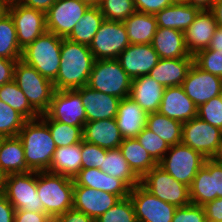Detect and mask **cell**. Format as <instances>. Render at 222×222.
Listing matches in <instances>:
<instances>
[{
	"label": "cell",
	"instance_id": "cell-1",
	"mask_svg": "<svg viewBox=\"0 0 222 222\" xmlns=\"http://www.w3.org/2000/svg\"><path fill=\"white\" fill-rule=\"evenodd\" d=\"M94 61L89 46L63 38L59 72L53 81L55 90H76L86 86Z\"/></svg>",
	"mask_w": 222,
	"mask_h": 222
},
{
	"label": "cell",
	"instance_id": "cell-2",
	"mask_svg": "<svg viewBox=\"0 0 222 222\" xmlns=\"http://www.w3.org/2000/svg\"><path fill=\"white\" fill-rule=\"evenodd\" d=\"M27 168L30 171H47L56 150L47 124L40 118L26 120L19 131Z\"/></svg>",
	"mask_w": 222,
	"mask_h": 222
},
{
	"label": "cell",
	"instance_id": "cell-3",
	"mask_svg": "<svg viewBox=\"0 0 222 222\" xmlns=\"http://www.w3.org/2000/svg\"><path fill=\"white\" fill-rule=\"evenodd\" d=\"M37 194L44 212L54 220L73 208L74 180L47 171L37 172Z\"/></svg>",
	"mask_w": 222,
	"mask_h": 222
},
{
	"label": "cell",
	"instance_id": "cell-4",
	"mask_svg": "<svg viewBox=\"0 0 222 222\" xmlns=\"http://www.w3.org/2000/svg\"><path fill=\"white\" fill-rule=\"evenodd\" d=\"M62 39L46 31L23 49L21 60L53 82L59 72Z\"/></svg>",
	"mask_w": 222,
	"mask_h": 222
},
{
	"label": "cell",
	"instance_id": "cell-5",
	"mask_svg": "<svg viewBox=\"0 0 222 222\" xmlns=\"http://www.w3.org/2000/svg\"><path fill=\"white\" fill-rule=\"evenodd\" d=\"M132 78L123 70L118 59L95 60L86 86L113 95L119 99L128 97Z\"/></svg>",
	"mask_w": 222,
	"mask_h": 222
},
{
	"label": "cell",
	"instance_id": "cell-6",
	"mask_svg": "<svg viewBox=\"0 0 222 222\" xmlns=\"http://www.w3.org/2000/svg\"><path fill=\"white\" fill-rule=\"evenodd\" d=\"M13 80L40 115L48 110L55 91L52 81L21 59L15 64Z\"/></svg>",
	"mask_w": 222,
	"mask_h": 222
},
{
	"label": "cell",
	"instance_id": "cell-7",
	"mask_svg": "<svg viewBox=\"0 0 222 222\" xmlns=\"http://www.w3.org/2000/svg\"><path fill=\"white\" fill-rule=\"evenodd\" d=\"M205 160L200 152L180 143L170 146L158 165L175 180L190 187Z\"/></svg>",
	"mask_w": 222,
	"mask_h": 222
},
{
	"label": "cell",
	"instance_id": "cell-8",
	"mask_svg": "<svg viewBox=\"0 0 222 222\" xmlns=\"http://www.w3.org/2000/svg\"><path fill=\"white\" fill-rule=\"evenodd\" d=\"M140 184L157 198L176 207L191 204L189 187L175 180L159 165L147 172Z\"/></svg>",
	"mask_w": 222,
	"mask_h": 222
},
{
	"label": "cell",
	"instance_id": "cell-9",
	"mask_svg": "<svg viewBox=\"0 0 222 222\" xmlns=\"http://www.w3.org/2000/svg\"><path fill=\"white\" fill-rule=\"evenodd\" d=\"M4 195L15 210L44 212L37 194V172L12 173L6 177Z\"/></svg>",
	"mask_w": 222,
	"mask_h": 222
},
{
	"label": "cell",
	"instance_id": "cell-10",
	"mask_svg": "<svg viewBox=\"0 0 222 222\" xmlns=\"http://www.w3.org/2000/svg\"><path fill=\"white\" fill-rule=\"evenodd\" d=\"M181 143L200 152L206 159H211L221 146L222 130L197 116L182 124Z\"/></svg>",
	"mask_w": 222,
	"mask_h": 222
},
{
	"label": "cell",
	"instance_id": "cell-11",
	"mask_svg": "<svg viewBox=\"0 0 222 222\" xmlns=\"http://www.w3.org/2000/svg\"><path fill=\"white\" fill-rule=\"evenodd\" d=\"M130 45L123 21L104 20L89 48L95 60L117 59Z\"/></svg>",
	"mask_w": 222,
	"mask_h": 222
},
{
	"label": "cell",
	"instance_id": "cell-12",
	"mask_svg": "<svg viewBox=\"0 0 222 222\" xmlns=\"http://www.w3.org/2000/svg\"><path fill=\"white\" fill-rule=\"evenodd\" d=\"M190 191L191 204L203 206L222 198V164L214 158L206 159L193 179Z\"/></svg>",
	"mask_w": 222,
	"mask_h": 222
},
{
	"label": "cell",
	"instance_id": "cell-13",
	"mask_svg": "<svg viewBox=\"0 0 222 222\" xmlns=\"http://www.w3.org/2000/svg\"><path fill=\"white\" fill-rule=\"evenodd\" d=\"M91 4L85 0H56L46 12V29L66 38Z\"/></svg>",
	"mask_w": 222,
	"mask_h": 222
},
{
	"label": "cell",
	"instance_id": "cell-14",
	"mask_svg": "<svg viewBox=\"0 0 222 222\" xmlns=\"http://www.w3.org/2000/svg\"><path fill=\"white\" fill-rule=\"evenodd\" d=\"M7 12L13 19L22 50L47 31L46 13L43 11L16 2L8 5Z\"/></svg>",
	"mask_w": 222,
	"mask_h": 222
},
{
	"label": "cell",
	"instance_id": "cell-15",
	"mask_svg": "<svg viewBox=\"0 0 222 222\" xmlns=\"http://www.w3.org/2000/svg\"><path fill=\"white\" fill-rule=\"evenodd\" d=\"M137 222H172L176 206L146 190L141 184L130 189Z\"/></svg>",
	"mask_w": 222,
	"mask_h": 222
},
{
	"label": "cell",
	"instance_id": "cell-16",
	"mask_svg": "<svg viewBox=\"0 0 222 222\" xmlns=\"http://www.w3.org/2000/svg\"><path fill=\"white\" fill-rule=\"evenodd\" d=\"M45 114L52 120L77 126L82 130L86 123L81 96L76 90H55Z\"/></svg>",
	"mask_w": 222,
	"mask_h": 222
},
{
	"label": "cell",
	"instance_id": "cell-17",
	"mask_svg": "<svg viewBox=\"0 0 222 222\" xmlns=\"http://www.w3.org/2000/svg\"><path fill=\"white\" fill-rule=\"evenodd\" d=\"M181 86L186 95L199 107L221 95L222 78L200 69L193 63Z\"/></svg>",
	"mask_w": 222,
	"mask_h": 222
},
{
	"label": "cell",
	"instance_id": "cell-18",
	"mask_svg": "<svg viewBox=\"0 0 222 222\" xmlns=\"http://www.w3.org/2000/svg\"><path fill=\"white\" fill-rule=\"evenodd\" d=\"M117 59L123 70L134 79L148 75L160 58L151 44H130Z\"/></svg>",
	"mask_w": 222,
	"mask_h": 222
},
{
	"label": "cell",
	"instance_id": "cell-19",
	"mask_svg": "<svg viewBox=\"0 0 222 222\" xmlns=\"http://www.w3.org/2000/svg\"><path fill=\"white\" fill-rule=\"evenodd\" d=\"M119 200L117 195L109 192L98 191L86 186H74L73 208L95 220Z\"/></svg>",
	"mask_w": 222,
	"mask_h": 222
},
{
	"label": "cell",
	"instance_id": "cell-20",
	"mask_svg": "<svg viewBox=\"0 0 222 222\" xmlns=\"http://www.w3.org/2000/svg\"><path fill=\"white\" fill-rule=\"evenodd\" d=\"M76 91L80 94L86 114V122L116 118L121 99L83 86Z\"/></svg>",
	"mask_w": 222,
	"mask_h": 222
},
{
	"label": "cell",
	"instance_id": "cell-21",
	"mask_svg": "<svg viewBox=\"0 0 222 222\" xmlns=\"http://www.w3.org/2000/svg\"><path fill=\"white\" fill-rule=\"evenodd\" d=\"M198 107L182 86L165 87L158 112L182 123L197 117Z\"/></svg>",
	"mask_w": 222,
	"mask_h": 222
},
{
	"label": "cell",
	"instance_id": "cell-22",
	"mask_svg": "<svg viewBox=\"0 0 222 222\" xmlns=\"http://www.w3.org/2000/svg\"><path fill=\"white\" fill-rule=\"evenodd\" d=\"M216 28L213 12L200 10L194 22L184 31L185 45L190 55L194 56L209 47Z\"/></svg>",
	"mask_w": 222,
	"mask_h": 222
},
{
	"label": "cell",
	"instance_id": "cell-23",
	"mask_svg": "<svg viewBox=\"0 0 222 222\" xmlns=\"http://www.w3.org/2000/svg\"><path fill=\"white\" fill-rule=\"evenodd\" d=\"M74 186H86L98 191L109 192L120 199L129 197L130 187L121 179L110 176L101 169H81L74 177Z\"/></svg>",
	"mask_w": 222,
	"mask_h": 222
},
{
	"label": "cell",
	"instance_id": "cell-24",
	"mask_svg": "<svg viewBox=\"0 0 222 222\" xmlns=\"http://www.w3.org/2000/svg\"><path fill=\"white\" fill-rule=\"evenodd\" d=\"M193 63V56L172 59L160 58L148 75L164 87L181 86Z\"/></svg>",
	"mask_w": 222,
	"mask_h": 222
},
{
	"label": "cell",
	"instance_id": "cell-25",
	"mask_svg": "<svg viewBox=\"0 0 222 222\" xmlns=\"http://www.w3.org/2000/svg\"><path fill=\"white\" fill-rule=\"evenodd\" d=\"M116 123L123 138H135L146 127L147 113L131 98L120 100Z\"/></svg>",
	"mask_w": 222,
	"mask_h": 222
},
{
	"label": "cell",
	"instance_id": "cell-26",
	"mask_svg": "<svg viewBox=\"0 0 222 222\" xmlns=\"http://www.w3.org/2000/svg\"><path fill=\"white\" fill-rule=\"evenodd\" d=\"M123 139L115 118L86 122L83 126V140L101 148H119Z\"/></svg>",
	"mask_w": 222,
	"mask_h": 222
},
{
	"label": "cell",
	"instance_id": "cell-27",
	"mask_svg": "<svg viewBox=\"0 0 222 222\" xmlns=\"http://www.w3.org/2000/svg\"><path fill=\"white\" fill-rule=\"evenodd\" d=\"M165 87L149 75L132 79L129 97L147 114L158 112Z\"/></svg>",
	"mask_w": 222,
	"mask_h": 222
},
{
	"label": "cell",
	"instance_id": "cell-28",
	"mask_svg": "<svg viewBox=\"0 0 222 222\" xmlns=\"http://www.w3.org/2000/svg\"><path fill=\"white\" fill-rule=\"evenodd\" d=\"M152 47L159 58H185L192 56L185 45L184 32L177 29L157 27L153 37Z\"/></svg>",
	"mask_w": 222,
	"mask_h": 222
},
{
	"label": "cell",
	"instance_id": "cell-29",
	"mask_svg": "<svg viewBox=\"0 0 222 222\" xmlns=\"http://www.w3.org/2000/svg\"><path fill=\"white\" fill-rule=\"evenodd\" d=\"M200 9L184 1H175L172 5L162 9L154 16L157 27L185 31L195 20Z\"/></svg>",
	"mask_w": 222,
	"mask_h": 222
},
{
	"label": "cell",
	"instance_id": "cell-30",
	"mask_svg": "<svg viewBox=\"0 0 222 222\" xmlns=\"http://www.w3.org/2000/svg\"><path fill=\"white\" fill-rule=\"evenodd\" d=\"M82 169L81 142L67 147H57L47 172L74 179Z\"/></svg>",
	"mask_w": 222,
	"mask_h": 222
},
{
	"label": "cell",
	"instance_id": "cell-31",
	"mask_svg": "<svg viewBox=\"0 0 222 222\" xmlns=\"http://www.w3.org/2000/svg\"><path fill=\"white\" fill-rule=\"evenodd\" d=\"M130 44H151L157 30L156 18L152 14L135 11L123 21Z\"/></svg>",
	"mask_w": 222,
	"mask_h": 222
},
{
	"label": "cell",
	"instance_id": "cell-32",
	"mask_svg": "<svg viewBox=\"0 0 222 222\" xmlns=\"http://www.w3.org/2000/svg\"><path fill=\"white\" fill-rule=\"evenodd\" d=\"M119 149L128 162L129 167L139 179L158 165L136 138L123 139Z\"/></svg>",
	"mask_w": 222,
	"mask_h": 222
},
{
	"label": "cell",
	"instance_id": "cell-33",
	"mask_svg": "<svg viewBox=\"0 0 222 222\" xmlns=\"http://www.w3.org/2000/svg\"><path fill=\"white\" fill-rule=\"evenodd\" d=\"M0 170L6 175L30 171L24 157V149L18 136L5 137L0 147Z\"/></svg>",
	"mask_w": 222,
	"mask_h": 222
},
{
	"label": "cell",
	"instance_id": "cell-34",
	"mask_svg": "<svg viewBox=\"0 0 222 222\" xmlns=\"http://www.w3.org/2000/svg\"><path fill=\"white\" fill-rule=\"evenodd\" d=\"M104 20L99 6L91 4L66 38L72 42L89 46Z\"/></svg>",
	"mask_w": 222,
	"mask_h": 222
},
{
	"label": "cell",
	"instance_id": "cell-35",
	"mask_svg": "<svg viewBox=\"0 0 222 222\" xmlns=\"http://www.w3.org/2000/svg\"><path fill=\"white\" fill-rule=\"evenodd\" d=\"M182 122L159 112L147 114L146 128L163 139L169 146L182 142Z\"/></svg>",
	"mask_w": 222,
	"mask_h": 222
},
{
	"label": "cell",
	"instance_id": "cell-36",
	"mask_svg": "<svg viewBox=\"0 0 222 222\" xmlns=\"http://www.w3.org/2000/svg\"><path fill=\"white\" fill-rule=\"evenodd\" d=\"M100 169L110 176L123 180L130 188L140 184V179L131 170L119 148L107 149Z\"/></svg>",
	"mask_w": 222,
	"mask_h": 222
},
{
	"label": "cell",
	"instance_id": "cell-37",
	"mask_svg": "<svg viewBox=\"0 0 222 222\" xmlns=\"http://www.w3.org/2000/svg\"><path fill=\"white\" fill-rule=\"evenodd\" d=\"M0 100L16 110L26 120L40 117L14 80L0 86Z\"/></svg>",
	"mask_w": 222,
	"mask_h": 222
},
{
	"label": "cell",
	"instance_id": "cell-38",
	"mask_svg": "<svg viewBox=\"0 0 222 222\" xmlns=\"http://www.w3.org/2000/svg\"><path fill=\"white\" fill-rule=\"evenodd\" d=\"M22 51L17 41L13 19L7 12L0 18V58L20 60Z\"/></svg>",
	"mask_w": 222,
	"mask_h": 222
},
{
	"label": "cell",
	"instance_id": "cell-39",
	"mask_svg": "<svg viewBox=\"0 0 222 222\" xmlns=\"http://www.w3.org/2000/svg\"><path fill=\"white\" fill-rule=\"evenodd\" d=\"M40 118L47 124L56 147H67L83 140V130L80 127L52 120L45 113Z\"/></svg>",
	"mask_w": 222,
	"mask_h": 222
},
{
	"label": "cell",
	"instance_id": "cell-40",
	"mask_svg": "<svg viewBox=\"0 0 222 222\" xmlns=\"http://www.w3.org/2000/svg\"><path fill=\"white\" fill-rule=\"evenodd\" d=\"M106 20L125 21L136 10L133 0H100L97 4Z\"/></svg>",
	"mask_w": 222,
	"mask_h": 222
},
{
	"label": "cell",
	"instance_id": "cell-41",
	"mask_svg": "<svg viewBox=\"0 0 222 222\" xmlns=\"http://www.w3.org/2000/svg\"><path fill=\"white\" fill-rule=\"evenodd\" d=\"M26 119L8 104L0 100V134L5 137L18 136Z\"/></svg>",
	"mask_w": 222,
	"mask_h": 222
},
{
	"label": "cell",
	"instance_id": "cell-42",
	"mask_svg": "<svg viewBox=\"0 0 222 222\" xmlns=\"http://www.w3.org/2000/svg\"><path fill=\"white\" fill-rule=\"evenodd\" d=\"M95 222H137L130 197L120 199L114 206L98 217Z\"/></svg>",
	"mask_w": 222,
	"mask_h": 222
},
{
	"label": "cell",
	"instance_id": "cell-43",
	"mask_svg": "<svg viewBox=\"0 0 222 222\" xmlns=\"http://www.w3.org/2000/svg\"><path fill=\"white\" fill-rule=\"evenodd\" d=\"M141 146L159 163L169 150V145L146 127L135 137Z\"/></svg>",
	"mask_w": 222,
	"mask_h": 222
},
{
	"label": "cell",
	"instance_id": "cell-44",
	"mask_svg": "<svg viewBox=\"0 0 222 222\" xmlns=\"http://www.w3.org/2000/svg\"><path fill=\"white\" fill-rule=\"evenodd\" d=\"M193 57L200 69L222 78V50L207 48L198 51Z\"/></svg>",
	"mask_w": 222,
	"mask_h": 222
},
{
	"label": "cell",
	"instance_id": "cell-45",
	"mask_svg": "<svg viewBox=\"0 0 222 222\" xmlns=\"http://www.w3.org/2000/svg\"><path fill=\"white\" fill-rule=\"evenodd\" d=\"M197 116L222 130V96L219 95L201 104L198 107Z\"/></svg>",
	"mask_w": 222,
	"mask_h": 222
},
{
	"label": "cell",
	"instance_id": "cell-46",
	"mask_svg": "<svg viewBox=\"0 0 222 222\" xmlns=\"http://www.w3.org/2000/svg\"><path fill=\"white\" fill-rule=\"evenodd\" d=\"M107 149L101 148L84 140L81 141L82 169L97 168L102 166Z\"/></svg>",
	"mask_w": 222,
	"mask_h": 222
},
{
	"label": "cell",
	"instance_id": "cell-47",
	"mask_svg": "<svg viewBox=\"0 0 222 222\" xmlns=\"http://www.w3.org/2000/svg\"><path fill=\"white\" fill-rule=\"evenodd\" d=\"M172 222H207L203 206L189 204L177 207Z\"/></svg>",
	"mask_w": 222,
	"mask_h": 222
},
{
	"label": "cell",
	"instance_id": "cell-48",
	"mask_svg": "<svg viewBox=\"0 0 222 222\" xmlns=\"http://www.w3.org/2000/svg\"><path fill=\"white\" fill-rule=\"evenodd\" d=\"M135 10L142 13L155 15L162 9L172 5L174 0H133Z\"/></svg>",
	"mask_w": 222,
	"mask_h": 222
},
{
	"label": "cell",
	"instance_id": "cell-49",
	"mask_svg": "<svg viewBox=\"0 0 222 222\" xmlns=\"http://www.w3.org/2000/svg\"><path fill=\"white\" fill-rule=\"evenodd\" d=\"M14 222H53L45 212L15 210Z\"/></svg>",
	"mask_w": 222,
	"mask_h": 222
},
{
	"label": "cell",
	"instance_id": "cell-50",
	"mask_svg": "<svg viewBox=\"0 0 222 222\" xmlns=\"http://www.w3.org/2000/svg\"><path fill=\"white\" fill-rule=\"evenodd\" d=\"M207 222H222V198H216L203 205Z\"/></svg>",
	"mask_w": 222,
	"mask_h": 222
},
{
	"label": "cell",
	"instance_id": "cell-51",
	"mask_svg": "<svg viewBox=\"0 0 222 222\" xmlns=\"http://www.w3.org/2000/svg\"><path fill=\"white\" fill-rule=\"evenodd\" d=\"M53 222H95V219L87 216L82 211L71 208L56 217Z\"/></svg>",
	"mask_w": 222,
	"mask_h": 222
},
{
	"label": "cell",
	"instance_id": "cell-52",
	"mask_svg": "<svg viewBox=\"0 0 222 222\" xmlns=\"http://www.w3.org/2000/svg\"><path fill=\"white\" fill-rule=\"evenodd\" d=\"M17 61L0 58V86L13 80L14 68Z\"/></svg>",
	"mask_w": 222,
	"mask_h": 222
},
{
	"label": "cell",
	"instance_id": "cell-53",
	"mask_svg": "<svg viewBox=\"0 0 222 222\" xmlns=\"http://www.w3.org/2000/svg\"><path fill=\"white\" fill-rule=\"evenodd\" d=\"M15 208L6 196L0 195V222H14Z\"/></svg>",
	"mask_w": 222,
	"mask_h": 222
},
{
	"label": "cell",
	"instance_id": "cell-54",
	"mask_svg": "<svg viewBox=\"0 0 222 222\" xmlns=\"http://www.w3.org/2000/svg\"><path fill=\"white\" fill-rule=\"evenodd\" d=\"M56 0H18V3L34 8L43 12H47Z\"/></svg>",
	"mask_w": 222,
	"mask_h": 222
},
{
	"label": "cell",
	"instance_id": "cell-55",
	"mask_svg": "<svg viewBox=\"0 0 222 222\" xmlns=\"http://www.w3.org/2000/svg\"><path fill=\"white\" fill-rule=\"evenodd\" d=\"M208 49L218 51L222 50V28L217 27L215 29Z\"/></svg>",
	"mask_w": 222,
	"mask_h": 222
},
{
	"label": "cell",
	"instance_id": "cell-56",
	"mask_svg": "<svg viewBox=\"0 0 222 222\" xmlns=\"http://www.w3.org/2000/svg\"><path fill=\"white\" fill-rule=\"evenodd\" d=\"M186 4L197 7L200 10H211L217 0H183Z\"/></svg>",
	"mask_w": 222,
	"mask_h": 222
},
{
	"label": "cell",
	"instance_id": "cell-57",
	"mask_svg": "<svg viewBox=\"0 0 222 222\" xmlns=\"http://www.w3.org/2000/svg\"><path fill=\"white\" fill-rule=\"evenodd\" d=\"M217 27L222 28V0H217L211 8Z\"/></svg>",
	"mask_w": 222,
	"mask_h": 222
},
{
	"label": "cell",
	"instance_id": "cell-58",
	"mask_svg": "<svg viewBox=\"0 0 222 222\" xmlns=\"http://www.w3.org/2000/svg\"><path fill=\"white\" fill-rule=\"evenodd\" d=\"M7 175L0 170V195H3L5 192Z\"/></svg>",
	"mask_w": 222,
	"mask_h": 222
},
{
	"label": "cell",
	"instance_id": "cell-59",
	"mask_svg": "<svg viewBox=\"0 0 222 222\" xmlns=\"http://www.w3.org/2000/svg\"><path fill=\"white\" fill-rule=\"evenodd\" d=\"M8 5L0 0V18L7 13Z\"/></svg>",
	"mask_w": 222,
	"mask_h": 222
},
{
	"label": "cell",
	"instance_id": "cell-60",
	"mask_svg": "<svg viewBox=\"0 0 222 222\" xmlns=\"http://www.w3.org/2000/svg\"><path fill=\"white\" fill-rule=\"evenodd\" d=\"M214 159L218 162L222 164V143L221 146L219 148L218 153L216 154V156L214 157Z\"/></svg>",
	"mask_w": 222,
	"mask_h": 222
},
{
	"label": "cell",
	"instance_id": "cell-61",
	"mask_svg": "<svg viewBox=\"0 0 222 222\" xmlns=\"http://www.w3.org/2000/svg\"><path fill=\"white\" fill-rule=\"evenodd\" d=\"M2 1H4L7 5H11L18 2V0H2Z\"/></svg>",
	"mask_w": 222,
	"mask_h": 222
},
{
	"label": "cell",
	"instance_id": "cell-62",
	"mask_svg": "<svg viewBox=\"0 0 222 222\" xmlns=\"http://www.w3.org/2000/svg\"><path fill=\"white\" fill-rule=\"evenodd\" d=\"M85 1H88L92 5H97L100 0H85Z\"/></svg>",
	"mask_w": 222,
	"mask_h": 222
},
{
	"label": "cell",
	"instance_id": "cell-63",
	"mask_svg": "<svg viewBox=\"0 0 222 222\" xmlns=\"http://www.w3.org/2000/svg\"><path fill=\"white\" fill-rule=\"evenodd\" d=\"M4 139H5V136H3V135L0 134V147H1Z\"/></svg>",
	"mask_w": 222,
	"mask_h": 222
}]
</instances>
